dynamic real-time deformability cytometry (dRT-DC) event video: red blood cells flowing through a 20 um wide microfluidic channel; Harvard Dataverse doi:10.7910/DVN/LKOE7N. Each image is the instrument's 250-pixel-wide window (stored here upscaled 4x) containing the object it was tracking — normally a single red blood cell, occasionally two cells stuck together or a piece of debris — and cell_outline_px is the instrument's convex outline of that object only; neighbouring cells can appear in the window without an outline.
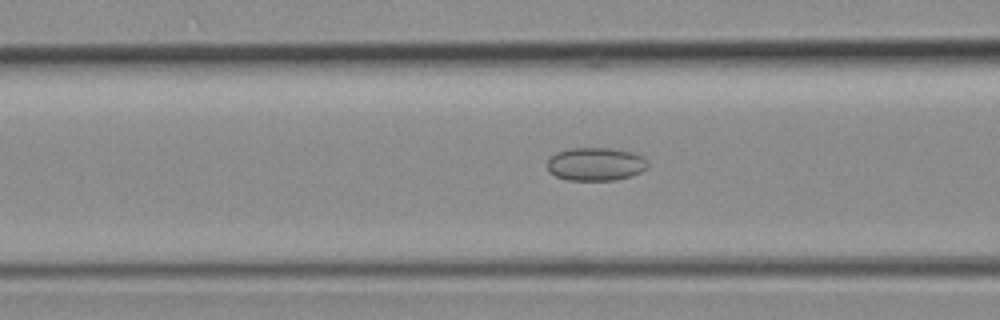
{"species": "common noctule bat (a hibernating species)", "species_latin": "Nyctalus noctula", "temperature_condition": "room temperature", "stored_images_in_passage": 38, "camera_frame_rate_fps": 3000, "um_per_image_px": 0.085, "animal": {"sex": "female", "body_mass_g": 19.3, "forearm_length_mm": 54.1}, "frame": {"image": 1, "passage_image": 13, "time_ms": 4.0, "image_size_px": [1000, 320], "cell_outline_px": [[648, 164], [640, 172], [628, 176], [612, 180], [568, 180], [556, 176], [548, 172], [548, 160], [556, 152], [568, 148], [608, 148], [636, 152]], "centroid_in_image_um": [50.58, 13.94], "position_along_channel_um": 116.0, "area_um2": 19.25}}
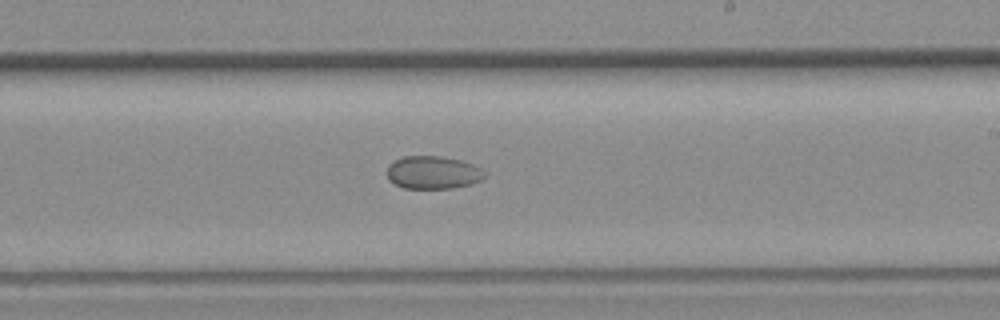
{"frame": {"image": 2, "passage_image": 22, "time_ms": 7.0, "image_size_px": [1000, 320], "cell_outline_px": [[484, 176], [480, 180], [472, 184], [452, 188], [404, 188], [388, 180], [388, 164], [392, 160], [404, 156], [440, 156], [460, 160], [472, 164], [480, 168], [484, 172]], "centroid_in_image_um": [36.77, 14.65], "position_along_channel_um": 252.2, "area_um2": 18.67}}
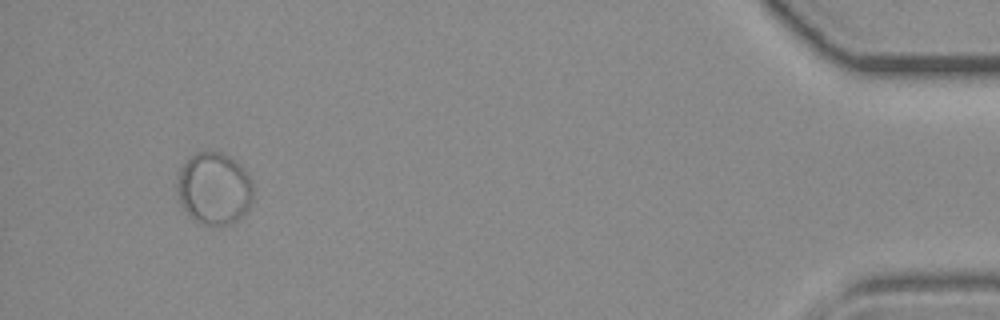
{"frame": {"image": 3, "passage_image": 38, "time_ms": 12.333, "image_size_px": [1000, 320], "cell_outline_px": [[252, 196], [248, 212], [244, 216], [228, 224], [204, 224], [188, 216], [184, 212], [176, 196], [176, 180], [180, 168], [196, 152], [220, 152], [236, 160], [244, 168], [252, 184]], "centroid_in_image_um": [18.17, 16.03], "position_along_channel_um": 417.0, "area_um2": 32.19}}